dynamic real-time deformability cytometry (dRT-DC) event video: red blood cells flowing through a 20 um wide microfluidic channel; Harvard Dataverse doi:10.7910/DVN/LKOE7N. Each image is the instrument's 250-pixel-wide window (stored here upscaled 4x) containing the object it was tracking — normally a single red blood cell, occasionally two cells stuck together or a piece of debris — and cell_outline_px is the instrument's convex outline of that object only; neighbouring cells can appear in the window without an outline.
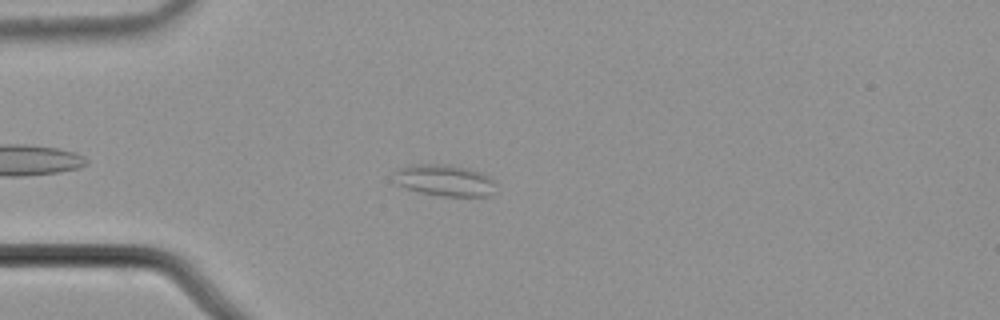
{"species": "common noctule bat (a hibernating species)", "species_latin": "Nyctalus noctula", "temperature_condition": "cold", "stored_images_in_passage": 49, "camera_frame_rate_fps": 3000, "um_per_image_px": 0.085, "animal": {"sex": "male", "body_mass_g": 21.5, "forearm_length_mm": 52.0}, "frame": {"image": 1, "passage_image": 8, "time_ms": 2.333, "image_size_px": [1000, 320], "cell_outline_px": [[496, 192], [492, 196], [440, 196], [420, 192], [404, 188], [396, 184], [392, 172], [400, 168], [416, 164], [444, 164], [468, 168], [480, 172], [488, 176], [496, 184]], "centroid_in_image_um": [37.8, 15.34], "position_along_channel_um": 47.2, "area_um2": 18.96}}
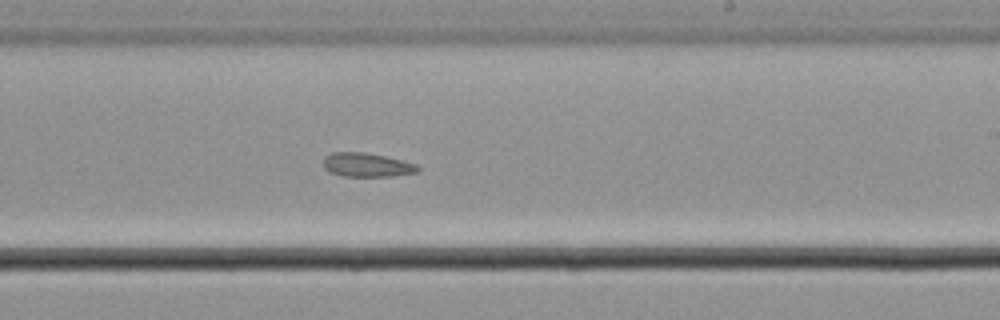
{"frame": {"image": 2, "passage_image": 27, "time_ms": 8.667, "image_size_px": [1000, 320], "cell_outline_px": [[420, 168], [416, 172], [392, 176], [344, 176], [328, 172], [324, 168], [324, 156], [332, 152], [364, 152], [384, 156], [416, 164]], "centroid_in_image_um": [31.13, 14.01], "position_along_channel_um": 257.9, "area_um2": 13.06}}
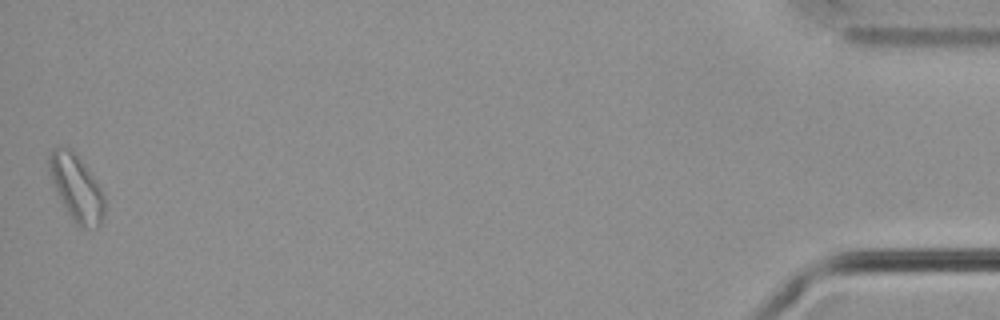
{"frame": {"image": 3, "passage_image": 49, "time_ms": 16.0, "image_size_px": [1000, 320], "cell_outline_px": [[104, 216], [100, 224], [96, 228], [80, 228], [72, 220], [52, 180], [48, 168], [48, 156], [52, 148], [72, 148], [92, 176], [100, 188], [104, 196]], "centroid_in_image_um": [6.51, 15.98], "position_along_channel_um": 428.7, "area_um2": 20.87}}